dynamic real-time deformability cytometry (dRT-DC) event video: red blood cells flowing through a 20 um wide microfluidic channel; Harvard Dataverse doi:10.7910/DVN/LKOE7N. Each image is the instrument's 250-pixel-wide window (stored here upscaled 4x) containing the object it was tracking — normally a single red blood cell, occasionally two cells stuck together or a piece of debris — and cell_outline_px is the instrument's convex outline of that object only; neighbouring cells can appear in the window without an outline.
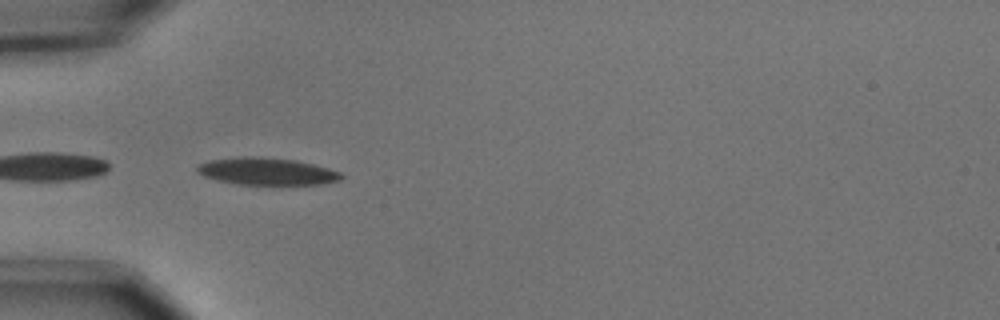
{"species": "common noctule bat (a hibernating species)", "species_latin": "Nyctalus noctula", "temperature_condition": "cold", "stored_images_in_passage": 4, "camera_frame_rate_fps": 3000, "um_per_image_px": 0.085, "animal": {"sex": "male", "body_mass_g": 15.6}, "frame": {"image": 1, "passage_image": 1, "time_ms": 0.0, "image_size_px": [1000, 320], "cell_outline_px": [[344, 176], [340, 180], [320, 184], [236, 184], [204, 176], [196, 172], [196, 164], [208, 160], [240, 156], [256, 156], [296, 160], [328, 168], [340, 172]], "centroid_in_image_um": [22.63, 14.55], "position_along_channel_um": 62.4, "area_um2": 22.83}}